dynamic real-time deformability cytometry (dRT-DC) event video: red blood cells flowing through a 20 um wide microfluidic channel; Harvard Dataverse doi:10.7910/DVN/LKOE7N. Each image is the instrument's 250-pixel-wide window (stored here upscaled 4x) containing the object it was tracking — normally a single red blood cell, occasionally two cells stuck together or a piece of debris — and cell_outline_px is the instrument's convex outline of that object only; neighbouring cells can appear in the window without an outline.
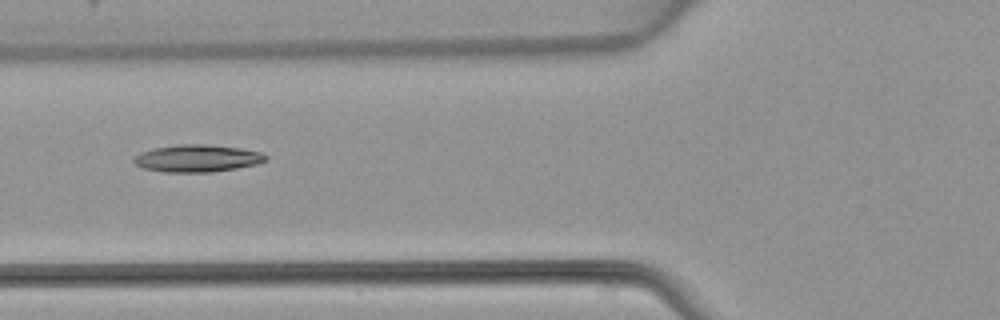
{"species": "common noctule bat (a hibernating species)", "species_latin": "Nyctalus noctula", "temperature_condition": "warm", "stored_images_in_passage": 4, "camera_frame_rate_fps": 3000, "um_per_image_px": 0.085, "animal": {"sex": "female", "body_mass_g": 22.7, "forearm_length_mm": 54.2}, "frame": {"image": 1, "passage_image": 4, "time_ms": 5.333, "image_size_px": [1000, 320], "cell_outline_px": [[268, 160], [256, 164], [236, 168], [212, 172], [164, 172], [140, 168], [132, 160], [140, 152], [152, 148], [176, 144], [208, 144], [240, 148], [260, 152], [268, 156]], "centroid_in_image_um": [16.74, 13.45], "position_along_channel_um": 109.1, "area_um2": 21.15}}